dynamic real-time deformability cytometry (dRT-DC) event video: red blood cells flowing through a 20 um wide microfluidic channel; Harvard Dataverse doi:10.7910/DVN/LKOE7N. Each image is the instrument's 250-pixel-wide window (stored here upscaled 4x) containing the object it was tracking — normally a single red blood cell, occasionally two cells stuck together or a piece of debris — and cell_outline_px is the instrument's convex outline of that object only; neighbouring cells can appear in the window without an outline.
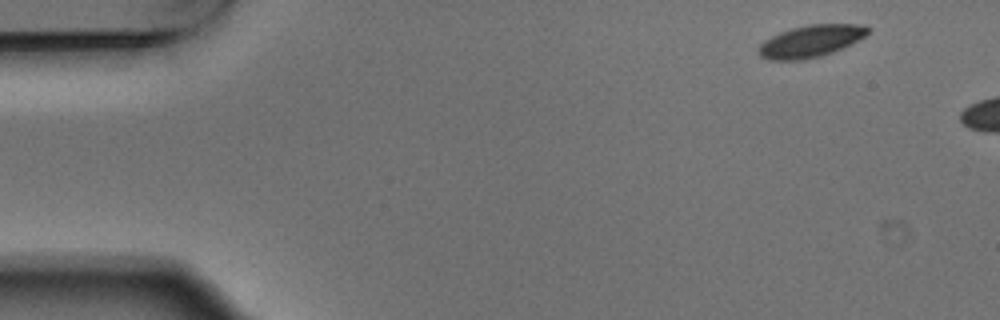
{"species": "Egyptian fruit bat (a non-hibernating species)", "species_latin": "Rousettus aegyptiacus", "temperature_condition": "warm", "stored_images_in_passage": 3, "camera_frame_rate_fps": 3000, "um_per_image_px": 0.085, "animal": {"sex": "male"}, "frame": {"image": 1, "passage_image": 1, "time_ms": 0.0, "image_size_px": [1000, 320], "cell_outline_px": [[872, 28], [864, 36], [832, 52], [820, 56], [804, 60], [768, 60], [760, 56], [760, 44], [764, 40], [780, 32], [792, 28], [808, 24], [860, 24]], "centroid_in_image_um": [68.89, 3.49], "position_along_channel_um": 16.1, "area_um2": 20.11}}